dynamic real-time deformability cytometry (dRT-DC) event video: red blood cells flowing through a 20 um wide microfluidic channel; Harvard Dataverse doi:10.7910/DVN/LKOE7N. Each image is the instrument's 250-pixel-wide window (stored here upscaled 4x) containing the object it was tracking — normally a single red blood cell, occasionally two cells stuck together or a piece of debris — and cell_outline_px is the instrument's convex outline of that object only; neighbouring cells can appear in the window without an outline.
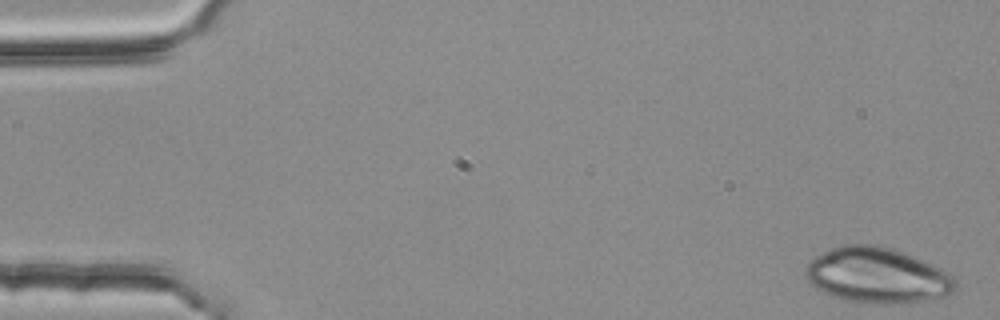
{"species": "common noctule bat (a hibernating species)", "species_latin": "Nyctalus noctula", "temperature_condition": "room temperature", "stored_images_in_passage": 4, "camera_frame_rate_fps": 3000, "um_per_image_px": 0.085, "animal": {"sex": "female", "body_mass_g": 25.1}, "frame": {"image": 1, "passage_image": 1, "time_ms": 0.0, "image_size_px": [1000, 320], "cell_outline_px": [[956, 292], [944, 296], [924, 300], [900, 304], [888, 304], [844, 300], [832, 296], [816, 288], [808, 280], [804, 272], [804, 268], [816, 256], [832, 248], [844, 244], [876, 244], [892, 248], [912, 256], [940, 268], [948, 272], [956, 280]], "centroid_in_image_um": [74.57, 23.41], "position_along_channel_um": 10.4, "area_um2": 48.26}}